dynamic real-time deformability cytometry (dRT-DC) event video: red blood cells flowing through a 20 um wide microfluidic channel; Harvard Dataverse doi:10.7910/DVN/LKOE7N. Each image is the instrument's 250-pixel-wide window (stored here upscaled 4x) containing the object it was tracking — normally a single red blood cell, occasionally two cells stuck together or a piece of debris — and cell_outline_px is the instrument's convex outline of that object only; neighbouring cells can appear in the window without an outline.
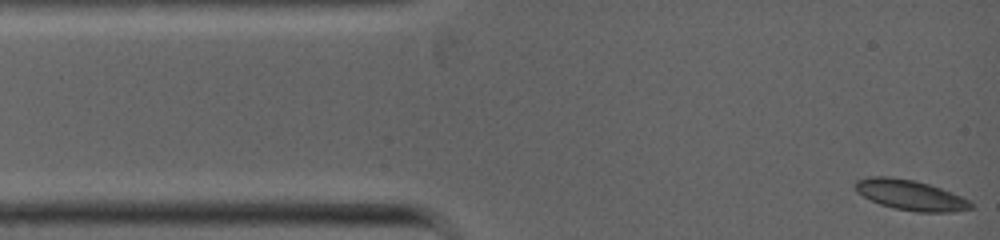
{"species": "common noctule bat (a hibernating species)", "species_latin": "Nyctalus noctula", "temperature_condition": "warm", "stored_images_in_passage": 26, "camera_frame_rate_fps": 5000, "um_per_image_px": 0.085, "animal": {"sex": "female", "body_mass_g": 19.0, "forearm_length_mm": 53.3}, "frame": {"image": 1, "passage_image": 1, "time_ms": 0.0, "image_size_px": [1000, 240], "cell_outline_px": [[972, 208], [952, 212], [916, 212], [896, 208], [880, 204], [856, 192], [852, 184], [856, 180], [868, 176], [888, 176], [916, 180], [952, 192], [972, 200]], "centroid_in_image_um": [77.37, 16.56], "position_along_channel_um": 7.6, "area_um2": 20.58}}
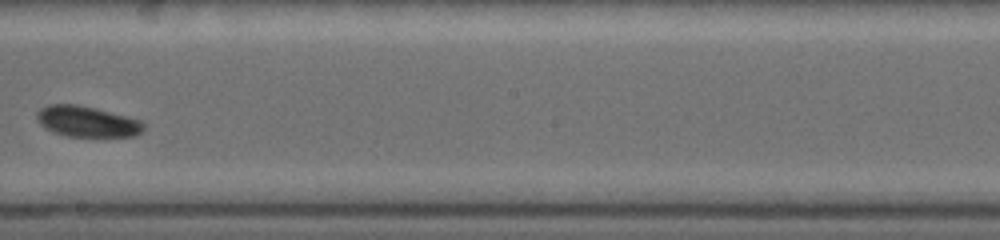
{"frame": {"image": 2, "passage_image": 15, "time_ms": 6.0, "image_size_px": [1000, 240], "cell_outline_px": [[144, 128], [136, 136], [68, 136], [52, 132], [44, 128], [36, 120], [36, 112], [40, 108], [48, 104], [76, 104], [96, 108], [140, 120], [144, 124]], "centroid_in_image_um": [7.34, 10.32], "position_along_channel_um": 240.9, "area_um2": 19.19}}
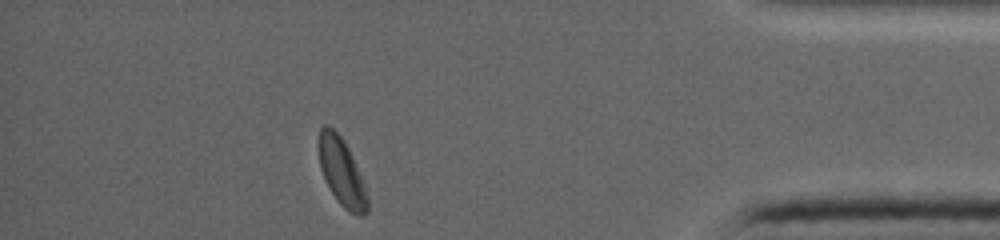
{"frame": {"image": 3, "passage_image": 26, "time_ms": 10.2, "image_size_px": [1000, 240], "cell_outline_px": [[368, 212], [364, 216], [356, 216], [348, 212], [340, 204], [332, 192], [320, 168], [316, 144], [320, 128], [324, 124], [328, 124], [340, 136], [348, 148], [360, 176], [368, 196]], "centroid_in_image_um": [29.01, 14.62], "position_along_channel_um": 406.2, "area_um2": 19.19}}